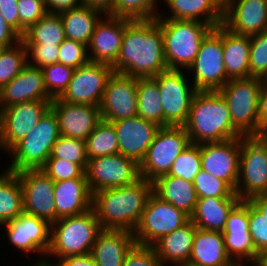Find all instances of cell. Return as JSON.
Masks as SVG:
<instances>
[{"label":"cell","mask_w":267,"mask_h":266,"mask_svg":"<svg viewBox=\"0 0 267 266\" xmlns=\"http://www.w3.org/2000/svg\"><path fill=\"white\" fill-rule=\"evenodd\" d=\"M190 143H217L242 135L232 126L226 101L218 91H197L184 125Z\"/></svg>","instance_id":"cell-3"},{"label":"cell","mask_w":267,"mask_h":266,"mask_svg":"<svg viewBox=\"0 0 267 266\" xmlns=\"http://www.w3.org/2000/svg\"><path fill=\"white\" fill-rule=\"evenodd\" d=\"M222 25L229 31L252 36L267 31L266 0H231L223 9Z\"/></svg>","instance_id":"cell-23"},{"label":"cell","mask_w":267,"mask_h":266,"mask_svg":"<svg viewBox=\"0 0 267 266\" xmlns=\"http://www.w3.org/2000/svg\"><path fill=\"white\" fill-rule=\"evenodd\" d=\"M59 137L58 119L50 108L36 127L8 152L13 156L8 170L20 172L41 169L50 157L53 145Z\"/></svg>","instance_id":"cell-6"},{"label":"cell","mask_w":267,"mask_h":266,"mask_svg":"<svg viewBox=\"0 0 267 266\" xmlns=\"http://www.w3.org/2000/svg\"><path fill=\"white\" fill-rule=\"evenodd\" d=\"M262 84H267V72L266 74L261 78Z\"/></svg>","instance_id":"cell-64"},{"label":"cell","mask_w":267,"mask_h":266,"mask_svg":"<svg viewBox=\"0 0 267 266\" xmlns=\"http://www.w3.org/2000/svg\"><path fill=\"white\" fill-rule=\"evenodd\" d=\"M222 47L227 78L249 77L250 36L235 34L222 25Z\"/></svg>","instance_id":"cell-31"},{"label":"cell","mask_w":267,"mask_h":266,"mask_svg":"<svg viewBox=\"0 0 267 266\" xmlns=\"http://www.w3.org/2000/svg\"><path fill=\"white\" fill-rule=\"evenodd\" d=\"M83 6L97 9L104 15L112 11L114 0H81Z\"/></svg>","instance_id":"cell-57"},{"label":"cell","mask_w":267,"mask_h":266,"mask_svg":"<svg viewBox=\"0 0 267 266\" xmlns=\"http://www.w3.org/2000/svg\"><path fill=\"white\" fill-rule=\"evenodd\" d=\"M5 225L8 239L21 251L47 255L51 244V224L35 215L22 212Z\"/></svg>","instance_id":"cell-19"},{"label":"cell","mask_w":267,"mask_h":266,"mask_svg":"<svg viewBox=\"0 0 267 266\" xmlns=\"http://www.w3.org/2000/svg\"><path fill=\"white\" fill-rule=\"evenodd\" d=\"M197 227L189 220L170 234L162 236L152 247L161 266H182L189 262Z\"/></svg>","instance_id":"cell-27"},{"label":"cell","mask_w":267,"mask_h":266,"mask_svg":"<svg viewBox=\"0 0 267 266\" xmlns=\"http://www.w3.org/2000/svg\"><path fill=\"white\" fill-rule=\"evenodd\" d=\"M253 266H264L259 260L252 261Z\"/></svg>","instance_id":"cell-63"},{"label":"cell","mask_w":267,"mask_h":266,"mask_svg":"<svg viewBox=\"0 0 267 266\" xmlns=\"http://www.w3.org/2000/svg\"><path fill=\"white\" fill-rule=\"evenodd\" d=\"M41 259L36 264H32V265L33 266H61L59 262L53 264L52 262L45 260L44 257H42Z\"/></svg>","instance_id":"cell-59"},{"label":"cell","mask_w":267,"mask_h":266,"mask_svg":"<svg viewBox=\"0 0 267 266\" xmlns=\"http://www.w3.org/2000/svg\"><path fill=\"white\" fill-rule=\"evenodd\" d=\"M24 45L27 52V63L39 68L58 63L59 45ZM30 56L33 61H29Z\"/></svg>","instance_id":"cell-50"},{"label":"cell","mask_w":267,"mask_h":266,"mask_svg":"<svg viewBox=\"0 0 267 266\" xmlns=\"http://www.w3.org/2000/svg\"><path fill=\"white\" fill-rule=\"evenodd\" d=\"M61 266H98L92 255H76L60 258L57 260Z\"/></svg>","instance_id":"cell-56"},{"label":"cell","mask_w":267,"mask_h":266,"mask_svg":"<svg viewBox=\"0 0 267 266\" xmlns=\"http://www.w3.org/2000/svg\"><path fill=\"white\" fill-rule=\"evenodd\" d=\"M264 266H267V252L262 253L258 259Z\"/></svg>","instance_id":"cell-60"},{"label":"cell","mask_w":267,"mask_h":266,"mask_svg":"<svg viewBox=\"0 0 267 266\" xmlns=\"http://www.w3.org/2000/svg\"><path fill=\"white\" fill-rule=\"evenodd\" d=\"M88 159L119 153V142L112 123L101 120L86 138Z\"/></svg>","instance_id":"cell-38"},{"label":"cell","mask_w":267,"mask_h":266,"mask_svg":"<svg viewBox=\"0 0 267 266\" xmlns=\"http://www.w3.org/2000/svg\"><path fill=\"white\" fill-rule=\"evenodd\" d=\"M240 150L241 138L200 144L201 169L224 180L235 190Z\"/></svg>","instance_id":"cell-20"},{"label":"cell","mask_w":267,"mask_h":266,"mask_svg":"<svg viewBox=\"0 0 267 266\" xmlns=\"http://www.w3.org/2000/svg\"><path fill=\"white\" fill-rule=\"evenodd\" d=\"M240 198H198L190 220L202 230L223 232L228 214Z\"/></svg>","instance_id":"cell-32"},{"label":"cell","mask_w":267,"mask_h":266,"mask_svg":"<svg viewBox=\"0 0 267 266\" xmlns=\"http://www.w3.org/2000/svg\"><path fill=\"white\" fill-rule=\"evenodd\" d=\"M56 221L81 215L92 209V194L86 177L54 182Z\"/></svg>","instance_id":"cell-26"},{"label":"cell","mask_w":267,"mask_h":266,"mask_svg":"<svg viewBox=\"0 0 267 266\" xmlns=\"http://www.w3.org/2000/svg\"><path fill=\"white\" fill-rule=\"evenodd\" d=\"M85 175L91 194L126 186L140 178L139 165L120 153L88 159Z\"/></svg>","instance_id":"cell-13"},{"label":"cell","mask_w":267,"mask_h":266,"mask_svg":"<svg viewBox=\"0 0 267 266\" xmlns=\"http://www.w3.org/2000/svg\"><path fill=\"white\" fill-rule=\"evenodd\" d=\"M222 233L227 254L237 266L259 259L249 233L248 200L232 208Z\"/></svg>","instance_id":"cell-18"},{"label":"cell","mask_w":267,"mask_h":266,"mask_svg":"<svg viewBox=\"0 0 267 266\" xmlns=\"http://www.w3.org/2000/svg\"><path fill=\"white\" fill-rule=\"evenodd\" d=\"M66 39L58 13H46L21 36L24 44L60 45Z\"/></svg>","instance_id":"cell-35"},{"label":"cell","mask_w":267,"mask_h":266,"mask_svg":"<svg viewBox=\"0 0 267 266\" xmlns=\"http://www.w3.org/2000/svg\"><path fill=\"white\" fill-rule=\"evenodd\" d=\"M119 142V153L134 160H143L160 126L140 116L111 122Z\"/></svg>","instance_id":"cell-22"},{"label":"cell","mask_w":267,"mask_h":266,"mask_svg":"<svg viewBox=\"0 0 267 266\" xmlns=\"http://www.w3.org/2000/svg\"><path fill=\"white\" fill-rule=\"evenodd\" d=\"M267 72V31L250 36L249 77L262 78Z\"/></svg>","instance_id":"cell-45"},{"label":"cell","mask_w":267,"mask_h":266,"mask_svg":"<svg viewBox=\"0 0 267 266\" xmlns=\"http://www.w3.org/2000/svg\"><path fill=\"white\" fill-rule=\"evenodd\" d=\"M111 67L114 72L136 78H153L168 69L156 18L126 24L118 59Z\"/></svg>","instance_id":"cell-1"},{"label":"cell","mask_w":267,"mask_h":266,"mask_svg":"<svg viewBox=\"0 0 267 266\" xmlns=\"http://www.w3.org/2000/svg\"><path fill=\"white\" fill-rule=\"evenodd\" d=\"M95 26L87 45L90 62L113 65L119 56L127 18L104 15ZM92 51V53H91ZM91 53V54H90Z\"/></svg>","instance_id":"cell-21"},{"label":"cell","mask_w":267,"mask_h":266,"mask_svg":"<svg viewBox=\"0 0 267 266\" xmlns=\"http://www.w3.org/2000/svg\"><path fill=\"white\" fill-rule=\"evenodd\" d=\"M67 39L89 44L95 26L104 14L94 8L79 6L59 13ZM100 17V18H99Z\"/></svg>","instance_id":"cell-34"},{"label":"cell","mask_w":267,"mask_h":266,"mask_svg":"<svg viewBox=\"0 0 267 266\" xmlns=\"http://www.w3.org/2000/svg\"><path fill=\"white\" fill-rule=\"evenodd\" d=\"M135 244L130 231L102 229L90 254L98 266H122L126 254Z\"/></svg>","instance_id":"cell-28"},{"label":"cell","mask_w":267,"mask_h":266,"mask_svg":"<svg viewBox=\"0 0 267 266\" xmlns=\"http://www.w3.org/2000/svg\"><path fill=\"white\" fill-rule=\"evenodd\" d=\"M17 4L18 0H0V12L6 23L20 34V19Z\"/></svg>","instance_id":"cell-52"},{"label":"cell","mask_w":267,"mask_h":266,"mask_svg":"<svg viewBox=\"0 0 267 266\" xmlns=\"http://www.w3.org/2000/svg\"><path fill=\"white\" fill-rule=\"evenodd\" d=\"M152 193V182L140 177L132 184L93 193L92 209L102 229L133 233Z\"/></svg>","instance_id":"cell-2"},{"label":"cell","mask_w":267,"mask_h":266,"mask_svg":"<svg viewBox=\"0 0 267 266\" xmlns=\"http://www.w3.org/2000/svg\"><path fill=\"white\" fill-rule=\"evenodd\" d=\"M138 116L164 127V116L160 90L153 78H138Z\"/></svg>","instance_id":"cell-37"},{"label":"cell","mask_w":267,"mask_h":266,"mask_svg":"<svg viewBox=\"0 0 267 266\" xmlns=\"http://www.w3.org/2000/svg\"><path fill=\"white\" fill-rule=\"evenodd\" d=\"M101 230L93 209L81 215L59 218L51 224V244L47 255L60 259L89 254Z\"/></svg>","instance_id":"cell-5"},{"label":"cell","mask_w":267,"mask_h":266,"mask_svg":"<svg viewBox=\"0 0 267 266\" xmlns=\"http://www.w3.org/2000/svg\"><path fill=\"white\" fill-rule=\"evenodd\" d=\"M112 73L111 65L89 61L74 69L68 87L59 99L66 103L100 106Z\"/></svg>","instance_id":"cell-15"},{"label":"cell","mask_w":267,"mask_h":266,"mask_svg":"<svg viewBox=\"0 0 267 266\" xmlns=\"http://www.w3.org/2000/svg\"><path fill=\"white\" fill-rule=\"evenodd\" d=\"M200 170V145L190 143L175 159L168 175L193 182Z\"/></svg>","instance_id":"cell-41"},{"label":"cell","mask_w":267,"mask_h":266,"mask_svg":"<svg viewBox=\"0 0 267 266\" xmlns=\"http://www.w3.org/2000/svg\"><path fill=\"white\" fill-rule=\"evenodd\" d=\"M52 100H34L15 104L0 111L1 148L9 152L36 127L51 108Z\"/></svg>","instance_id":"cell-14"},{"label":"cell","mask_w":267,"mask_h":266,"mask_svg":"<svg viewBox=\"0 0 267 266\" xmlns=\"http://www.w3.org/2000/svg\"><path fill=\"white\" fill-rule=\"evenodd\" d=\"M189 262L204 266H237L228 256L223 233L197 228Z\"/></svg>","instance_id":"cell-29"},{"label":"cell","mask_w":267,"mask_h":266,"mask_svg":"<svg viewBox=\"0 0 267 266\" xmlns=\"http://www.w3.org/2000/svg\"><path fill=\"white\" fill-rule=\"evenodd\" d=\"M182 266H204V265H198V264H195V263L188 262L186 264H183Z\"/></svg>","instance_id":"cell-65"},{"label":"cell","mask_w":267,"mask_h":266,"mask_svg":"<svg viewBox=\"0 0 267 266\" xmlns=\"http://www.w3.org/2000/svg\"><path fill=\"white\" fill-rule=\"evenodd\" d=\"M249 233L256 253L267 252V218L248 200Z\"/></svg>","instance_id":"cell-47"},{"label":"cell","mask_w":267,"mask_h":266,"mask_svg":"<svg viewBox=\"0 0 267 266\" xmlns=\"http://www.w3.org/2000/svg\"><path fill=\"white\" fill-rule=\"evenodd\" d=\"M261 86V78L247 77L229 80L218 90L228 106L232 126L242 136H258Z\"/></svg>","instance_id":"cell-7"},{"label":"cell","mask_w":267,"mask_h":266,"mask_svg":"<svg viewBox=\"0 0 267 266\" xmlns=\"http://www.w3.org/2000/svg\"><path fill=\"white\" fill-rule=\"evenodd\" d=\"M194 84L197 91H218L228 81L222 47V24L216 26L202 41L193 64Z\"/></svg>","instance_id":"cell-11"},{"label":"cell","mask_w":267,"mask_h":266,"mask_svg":"<svg viewBox=\"0 0 267 266\" xmlns=\"http://www.w3.org/2000/svg\"><path fill=\"white\" fill-rule=\"evenodd\" d=\"M27 64L26 47L20 42L0 48V89L12 81Z\"/></svg>","instance_id":"cell-39"},{"label":"cell","mask_w":267,"mask_h":266,"mask_svg":"<svg viewBox=\"0 0 267 266\" xmlns=\"http://www.w3.org/2000/svg\"><path fill=\"white\" fill-rule=\"evenodd\" d=\"M190 217L152 193L133 232L136 244L152 246L162 236L185 225Z\"/></svg>","instance_id":"cell-10"},{"label":"cell","mask_w":267,"mask_h":266,"mask_svg":"<svg viewBox=\"0 0 267 266\" xmlns=\"http://www.w3.org/2000/svg\"><path fill=\"white\" fill-rule=\"evenodd\" d=\"M23 212L21 183L15 172L6 169L0 174V225Z\"/></svg>","instance_id":"cell-36"},{"label":"cell","mask_w":267,"mask_h":266,"mask_svg":"<svg viewBox=\"0 0 267 266\" xmlns=\"http://www.w3.org/2000/svg\"><path fill=\"white\" fill-rule=\"evenodd\" d=\"M193 185L198 198H239L227 182L214 177L203 169L196 175Z\"/></svg>","instance_id":"cell-42"},{"label":"cell","mask_w":267,"mask_h":266,"mask_svg":"<svg viewBox=\"0 0 267 266\" xmlns=\"http://www.w3.org/2000/svg\"><path fill=\"white\" fill-rule=\"evenodd\" d=\"M157 1L158 0H114L112 11L108 15L130 20L157 18L160 15L156 10Z\"/></svg>","instance_id":"cell-40"},{"label":"cell","mask_w":267,"mask_h":266,"mask_svg":"<svg viewBox=\"0 0 267 266\" xmlns=\"http://www.w3.org/2000/svg\"><path fill=\"white\" fill-rule=\"evenodd\" d=\"M258 136L267 129V84H262L258 103Z\"/></svg>","instance_id":"cell-54"},{"label":"cell","mask_w":267,"mask_h":266,"mask_svg":"<svg viewBox=\"0 0 267 266\" xmlns=\"http://www.w3.org/2000/svg\"><path fill=\"white\" fill-rule=\"evenodd\" d=\"M41 70L48 95L52 99L59 98L67 89L74 68L60 63H54L42 67Z\"/></svg>","instance_id":"cell-44"},{"label":"cell","mask_w":267,"mask_h":266,"mask_svg":"<svg viewBox=\"0 0 267 266\" xmlns=\"http://www.w3.org/2000/svg\"><path fill=\"white\" fill-rule=\"evenodd\" d=\"M153 79L157 82L162 100L164 127L184 126L190 113V105L194 94V86L187 81L182 70L166 69Z\"/></svg>","instance_id":"cell-12"},{"label":"cell","mask_w":267,"mask_h":266,"mask_svg":"<svg viewBox=\"0 0 267 266\" xmlns=\"http://www.w3.org/2000/svg\"><path fill=\"white\" fill-rule=\"evenodd\" d=\"M40 1H42V2L45 3V4L47 3V0H40Z\"/></svg>","instance_id":"cell-66"},{"label":"cell","mask_w":267,"mask_h":266,"mask_svg":"<svg viewBox=\"0 0 267 266\" xmlns=\"http://www.w3.org/2000/svg\"><path fill=\"white\" fill-rule=\"evenodd\" d=\"M259 136L267 144V129L264 130Z\"/></svg>","instance_id":"cell-62"},{"label":"cell","mask_w":267,"mask_h":266,"mask_svg":"<svg viewBox=\"0 0 267 266\" xmlns=\"http://www.w3.org/2000/svg\"><path fill=\"white\" fill-rule=\"evenodd\" d=\"M89 62L87 45L71 39H65L59 45L58 63L74 69Z\"/></svg>","instance_id":"cell-48"},{"label":"cell","mask_w":267,"mask_h":266,"mask_svg":"<svg viewBox=\"0 0 267 266\" xmlns=\"http://www.w3.org/2000/svg\"><path fill=\"white\" fill-rule=\"evenodd\" d=\"M172 12L165 19L198 20L215 28L223 22V9L215 0H163ZM202 16V18L200 17Z\"/></svg>","instance_id":"cell-33"},{"label":"cell","mask_w":267,"mask_h":266,"mask_svg":"<svg viewBox=\"0 0 267 266\" xmlns=\"http://www.w3.org/2000/svg\"><path fill=\"white\" fill-rule=\"evenodd\" d=\"M17 9L21 36L47 13L45 3L40 0H18Z\"/></svg>","instance_id":"cell-49"},{"label":"cell","mask_w":267,"mask_h":266,"mask_svg":"<svg viewBox=\"0 0 267 266\" xmlns=\"http://www.w3.org/2000/svg\"><path fill=\"white\" fill-rule=\"evenodd\" d=\"M51 109L58 119L60 135L86 140L101 121L99 106L72 104L55 98Z\"/></svg>","instance_id":"cell-24"},{"label":"cell","mask_w":267,"mask_h":266,"mask_svg":"<svg viewBox=\"0 0 267 266\" xmlns=\"http://www.w3.org/2000/svg\"><path fill=\"white\" fill-rule=\"evenodd\" d=\"M40 170L53 182L86 177L85 170L80 165L59 158H48Z\"/></svg>","instance_id":"cell-46"},{"label":"cell","mask_w":267,"mask_h":266,"mask_svg":"<svg viewBox=\"0 0 267 266\" xmlns=\"http://www.w3.org/2000/svg\"><path fill=\"white\" fill-rule=\"evenodd\" d=\"M152 184L153 193L156 196L172 204L189 217L192 216L198 201L193 182L166 174L158 177Z\"/></svg>","instance_id":"cell-30"},{"label":"cell","mask_w":267,"mask_h":266,"mask_svg":"<svg viewBox=\"0 0 267 266\" xmlns=\"http://www.w3.org/2000/svg\"><path fill=\"white\" fill-rule=\"evenodd\" d=\"M15 174L21 183L23 212L54 223V182L40 169L23 170Z\"/></svg>","instance_id":"cell-17"},{"label":"cell","mask_w":267,"mask_h":266,"mask_svg":"<svg viewBox=\"0 0 267 266\" xmlns=\"http://www.w3.org/2000/svg\"><path fill=\"white\" fill-rule=\"evenodd\" d=\"M46 9L48 13H61L69 9L82 6L81 0H47Z\"/></svg>","instance_id":"cell-55"},{"label":"cell","mask_w":267,"mask_h":266,"mask_svg":"<svg viewBox=\"0 0 267 266\" xmlns=\"http://www.w3.org/2000/svg\"><path fill=\"white\" fill-rule=\"evenodd\" d=\"M49 158L65 159L86 170L88 157L85 140L60 135Z\"/></svg>","instance_id":"cell-43"},{"label":"cell","mask_w":267,"mask_h":266,"mask_svg":"<svg viewBox=\"0 0 267 266\" xmlns=\"http://www.w3.org/2000/svg\"><path fill=\"white\" fill-rule=\"evenodd\" d=\"M34 100L53 99L47 93L41 68L27 63L12 81L0 89V111Z\"/></svg>","instance_id":"cell-25"},{"label":"cell","mask_w":267,"mask_h":266,"mask_svg":"<svg viewBox=\"0 0 267 266\" xmlns=\"http://www.w3.org/2000/svg\"><path fill=\"white\" fill-rule=\"evenodd\" d=\"M215 1L222 9H224L230 3L231 0H215Z\"/></svg>","instance_id":"cell-61"},{"label":"cell","mask_w":267,"mask_h":266,"mask_svg":"<svg viewBox=\"0 0 267 266\" xmlns=\"http://www.w3.org/2000/svg\"><path fill=\"white\" fill-rule=\"evenodd\" d=\"M122 266H161L152 246L135 244L126 254Z\"/></svg>","instance_id":"cell-51"},{"label":"cell","mask_w":267,"mask_h":266,"mask_svg":"<svg viewBox=\"0 0 267 266\" xmlns=\"http://www.w3.org/2000/svg\"><path fill=\"white\" fill-rule=\"evenodd\" d=\"M137 84L138 78L113 71L99 106L101 120L111 123L138 116Z\"/></svg>","instance_id":"cell-16"},{"label":"cell","mask_w":267,"mask_h":266,"mask_svg":"<svg viewBox=\"0 0 267 266\" xmlns=\"http://www.w3.org/2000/svg\"><path fill=\"white\" fill-rule=\"evenodd\" d=\"M235 193L241 200L267 193V144L260 136H242Z\"/></svg>","instance_id":"cell-8"},{"label":"cell","mask_w":267,"mask_h":266,"mask_svg":"<svg viewBox=\"0 0 267 266\" xmlns=\"http://www.w3.org/2000/svg\"><path fill=\"white\" fill-rule=\"evenodd\" d=\"M249 201L267 218V193L252 197Z\"/></svg>","instance_id":"cell-58"},{"label":"cell","mask_w":267,"mask_h":266,"mask_svg":"<svg viewBox=\"0 0 267 266\" xmlns=\"http://www.w3.org/2000/svg\"><path fill=\"white\" fill-rule=\"evenodd\" d=\"M21 41V35L8 23L0 12V48L10 47Z\"/></svg>","instance_id":"cell-53"},{"label":"cell","mask_w":267,"mask_h":266,"mask_svg":"<svg viewBox=\"0 0 267 266\" xmlns=\"http://www.w3.org/2000/svg\"><path fill=\"white\" fill-rule=\"evenodd\" d=\"M164 18L160 14L156 19L162 31L167 67L177 70L185 68L188 71L199 52L203 39L214 28L198 20Z\"/></svg>","instance_id":"cell-4"},{"label":"cell","mask_w":267,"mask_h":266,"mask_svg":"<svg viewBox=\"0 0 267 266\" xmlns=\"http://www.w3.org/2000/svg\"><path fill=\"white\" fill-rule=\"evenodd\" d=\"M190 144L184 126L160 127L143 160L139 164L140 177L153 182L168 174L175 159Z\"/></svg>","instance_id":"cell-9"}]
</instances>
